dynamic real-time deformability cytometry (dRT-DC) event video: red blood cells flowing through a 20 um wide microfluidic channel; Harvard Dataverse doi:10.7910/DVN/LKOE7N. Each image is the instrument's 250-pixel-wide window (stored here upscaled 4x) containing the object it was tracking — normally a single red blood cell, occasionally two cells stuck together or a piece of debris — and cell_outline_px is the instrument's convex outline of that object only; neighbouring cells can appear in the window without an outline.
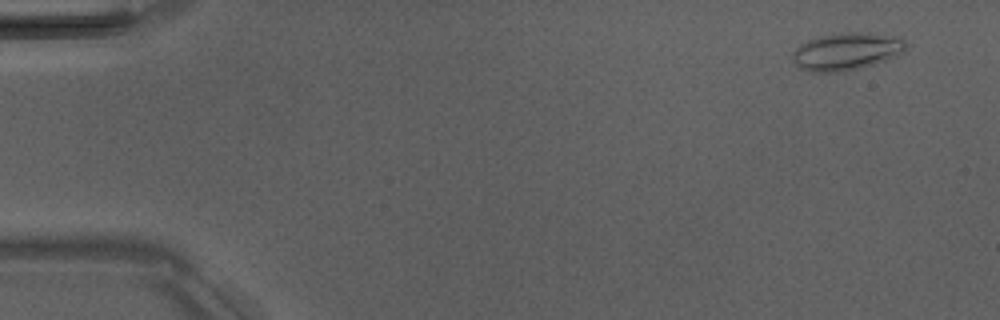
{"species": "Egyptian fruit bat (a non-hibernating species)", "species_latin": "Rousettus aegyptiacus", "temperature_condition": "room temperature", "stored_images_in_passage": 8, "camera_frame_rate_fps": 3000, "um_per_image_px": 0.085, "animal": {"sex": "male"}, "frame": {"image": 1, "passage_image": 1, "time_ms": 0.0, "image_size_px": [1000, 320], "cell_outline_px": [[908, 48], [876, 64], [844, 72], [812, 72], [800, 68], [792, 60], [792, 52], [800, 44], [808, 40], [820, 36], [852, 32], [868, 32], [904, 40], [908, 44]], "centroid_in_image_um": [71.9, 4.39], "position_along_channel_um": 13.1, "area_um2": 24.45}}
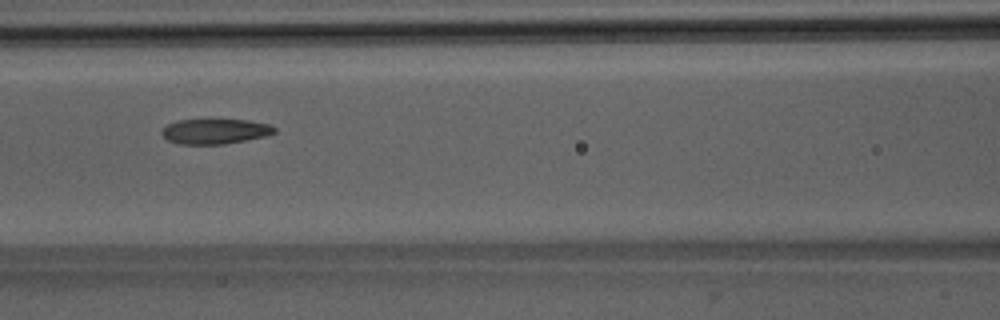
{"frame": {"image": 2, "passage_image": 6, "time_ms": 6.667, "image_size_px": [1000, 320], "cell_outline_px": [[276, 132], [268, 136], [224, 144], [180, 144], [168, 140], [160, 132], [168, 124], [176, 120], [248, 120], [268, 124], [276, 128]], "centroid_in_image_um": [18.3, 11.17], "position_along_channel_um": 148.3, "area_um2": 16.42}}